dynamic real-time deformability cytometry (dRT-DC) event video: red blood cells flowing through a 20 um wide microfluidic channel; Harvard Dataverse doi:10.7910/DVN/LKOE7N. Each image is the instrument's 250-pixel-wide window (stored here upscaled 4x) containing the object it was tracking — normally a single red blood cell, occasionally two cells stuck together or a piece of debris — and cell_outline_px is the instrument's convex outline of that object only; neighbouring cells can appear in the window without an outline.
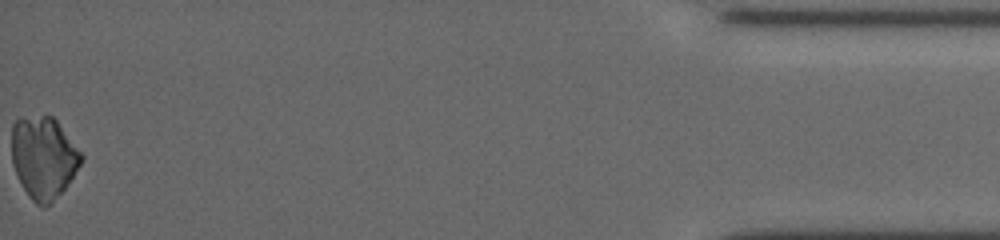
{"species": "common noctule bat (a hibernating species)", "species_latin": "Nyctalus noctula", "temperature_condition": "cold", "stored_images_in_passage": 45, "camera_frame_rate_fps": 3000, "um_per_image_px": 0.085, "animal": {"sex": "female", "body_mass_g": 19.5, "forearm_length_mm": 54.1}, "frame": {"image": 1, "passage_image": 45, "time_ms": 14.667, "image_size_px": [1000, 240], "cell_outline_px": [[84, 156], [80, 164], [64, 188], [52, 204], [44, 208], [40, 208], [28, 196], [12, 164], [12, 124], [16, 120], [44, 116], [52, 116], [56, 120]], "centroid_in_image_um": [3.7, 13.43], "position_along_channel_um": 431.5, "area_um2": 32.77}}